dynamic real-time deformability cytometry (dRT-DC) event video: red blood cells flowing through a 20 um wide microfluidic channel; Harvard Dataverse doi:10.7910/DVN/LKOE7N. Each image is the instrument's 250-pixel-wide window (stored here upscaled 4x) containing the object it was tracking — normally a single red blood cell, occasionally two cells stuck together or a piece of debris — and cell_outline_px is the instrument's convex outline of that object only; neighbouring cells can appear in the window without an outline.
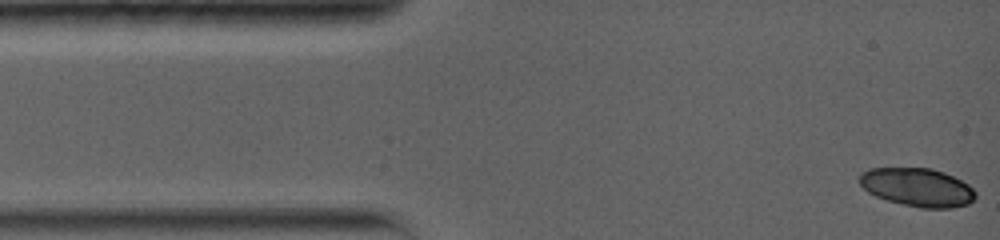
{"species": "common noctule bat (a hibernating species)", "species_latin": "Nyctalus noctula", "temperature_condition": "warm", "stored_images_in_passage": 19, "camera_frame_rate_fps": 5000, "um_per_image_px": 0.085, "animal": {"sex": "female", "body_mass_g": 19.0, "forearm_length_mm": 56.7}, "frame": {"image": 1, "passage_image": 1, "time_ms": 0.0, "image_size_px": [1000, 240], "cell_outline_px": [[976, 196], [968, 204], [952, 208], [920, 208], [888, 200], [876, 196], [868, 192], [860, 184], [860, 172], [868, 168], [932, 168], [944, 172], [968, 184], [976, 192]], "centroid_in_image_um": [77.98, 15.91], "position_along_channel_um": 7.0, "area_um2": 25.89}}